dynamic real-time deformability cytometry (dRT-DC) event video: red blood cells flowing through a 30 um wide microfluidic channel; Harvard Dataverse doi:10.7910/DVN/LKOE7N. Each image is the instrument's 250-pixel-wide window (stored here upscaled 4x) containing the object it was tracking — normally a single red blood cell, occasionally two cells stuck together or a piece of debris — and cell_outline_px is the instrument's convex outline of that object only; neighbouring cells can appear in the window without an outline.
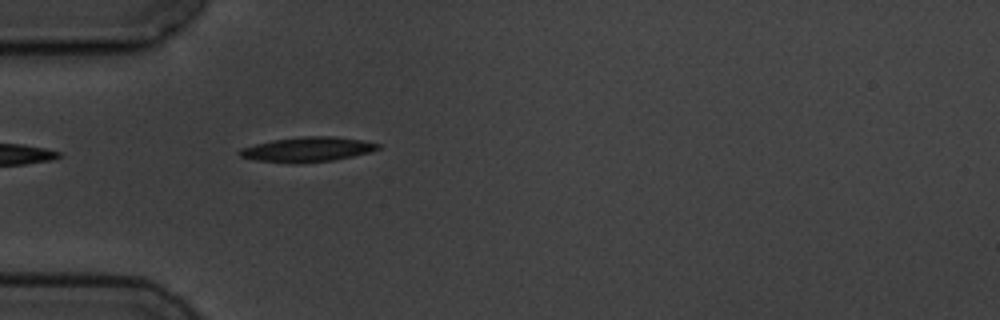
{"species": "common noctule bat (a hibernating species)", "species_latin": "Nyctalus noctula", "temperature_condition": "cold", "stored_images_in_passage": 1, "camera_frame_rate_fps": 3000, "um_per_image_px": 0.085, "animal": {"sex": "male", "body_mass_g": 19.5, "forearm_length_mm": 54.6}, "frame": {"image": 1, "passage_image": 1, "time_ms": 0.0, "image_size_px": [1000, 320], "cell_outline_px": [[380, 148], [372, 152], [332, 160], [296, 164], [292, 164], [256, 160], [240, 156], [236, 152], [240, 148], [272, 140], [304, 136], [332, 136], [360, 140], [380, 144]], "centroid_in_image_um": [26.1, 12.71], "position_along_channel_um": 58.9, "area_um2": 20.0}}